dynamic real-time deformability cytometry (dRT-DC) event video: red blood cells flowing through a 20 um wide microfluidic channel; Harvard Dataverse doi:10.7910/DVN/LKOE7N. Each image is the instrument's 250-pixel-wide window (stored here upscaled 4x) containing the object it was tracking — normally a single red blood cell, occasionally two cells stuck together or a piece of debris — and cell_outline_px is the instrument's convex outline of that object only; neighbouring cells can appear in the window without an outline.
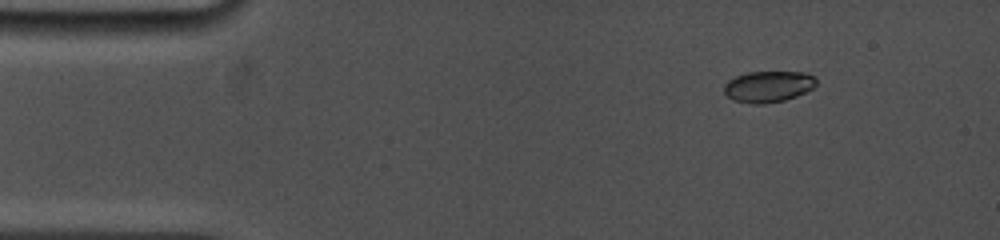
{"species": "common noctule bat (a hibernating species)", "species_latin": "Nyctalus noctula", "temperature_condition": "cold", "stored_images_in_passage": 96, "camera_frame_rate_fps": 5000, "um_per_image_px": 0.085, "animal": {"sex": "female", "body_mass_g": 19.0, "forearm_length_mm": 53.3}, "frame": {"image": 1, "passage_image": 1, "time_ms": 0.0, "image_size_px": [1000, 240], "cell_outline_px": [[816, 84], [812, 88], [796, 96], [784, 100], [764, 104], [752, 104], [732, 100], [724, 92], [724, 84], [728, 80], [736, 76], [748, 72], [804, 72], [812, 76], [816, 80]], "centroid_in_image_um": [65.27, 7.36], "position_along_channel_um": 19.7, "area_um2": 16.7}}
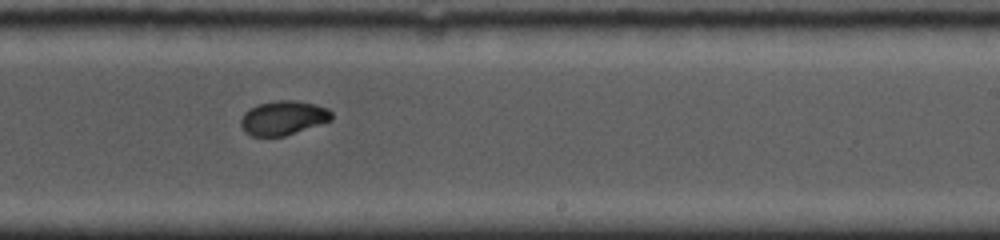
{"frame": {"image": 2, "passage_image": 48, "time_ms": 8.4, "image_size_px": [1000, 240], "cell_outline_px": [[332, 120], [284, 136], [252, 136], [244, 132], [240, 124], [240, 120], [244, 112], [248, 108], [256, 104], [276, 100], [296, 100], [316, 104], [328, 108], [332, 112]], "centroid_in_image_um": [24.05, 10.0], "position_along_channel_um": 265.0, "area_um2": 18.32}}
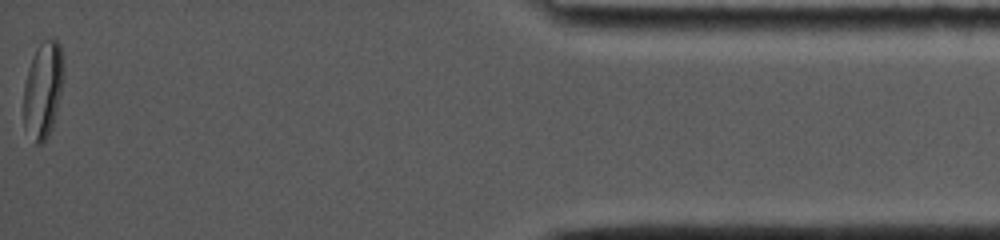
{"frame": {"image": 3, "passage_image": 96, "time_ms": 14.4, "image_size_px": [1000, 240], "cell_outline_px": [[64, 76], [56, 112], [52, 128], [48, 136], [40, 144], [36, 144], [24, 124], [24, 84], [28, 68], [40, 44], [48, 36], [56, 40], [60, 44], [64, 64]], "centroid_in_image_um": [3.68, 7.59], "position_along_channel_um": 431.5, "area_um2": 22.25}, "authors_computed_cell_mechanics": {"area_um2": 18.6116, "velocity_mm_per_s": 3.8605, "shape_relaxation_time_tau1_ms": 7.6119, "shape_relaxation_time_tau2_ms": null, "deformation_change_tau1": 0.2018, "deformation_change_tau2": null}}